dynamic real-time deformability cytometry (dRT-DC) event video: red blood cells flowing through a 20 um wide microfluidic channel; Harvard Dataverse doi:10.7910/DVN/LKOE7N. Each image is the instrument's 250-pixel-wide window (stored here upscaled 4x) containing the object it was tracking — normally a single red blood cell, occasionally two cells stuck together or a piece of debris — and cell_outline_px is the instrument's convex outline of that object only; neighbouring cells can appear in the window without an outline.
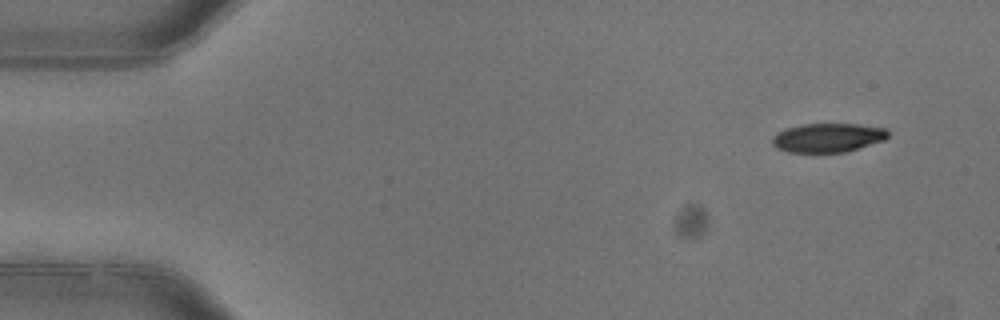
{"species": "common noctule bat (a hibernating species)", "species_latin": "Nyctalus noctula", "temperature_condition": "warm", "stored_images_in_passage": 3, "camera_frame_rate_fps": 3000, "um_per_image_px": 0.085, "animal": {"sex": "female"}, "frame": {"image": 1, "passage_image": 1, "time_ms": 0.0, "image_size_px": [1000, 320], "cell_outline_px": [[888, 136], [884, 140], [844, 152], [788, 152], [776, 148], [772, 144], [772, 136], [776, 132], [784, 128], [800, 124], [860, 124], [888, 128]], "centroid_in_image_um": [70.33, 11.69], "position_along_channel_um": 14.7, "area_um2": 19.71}}
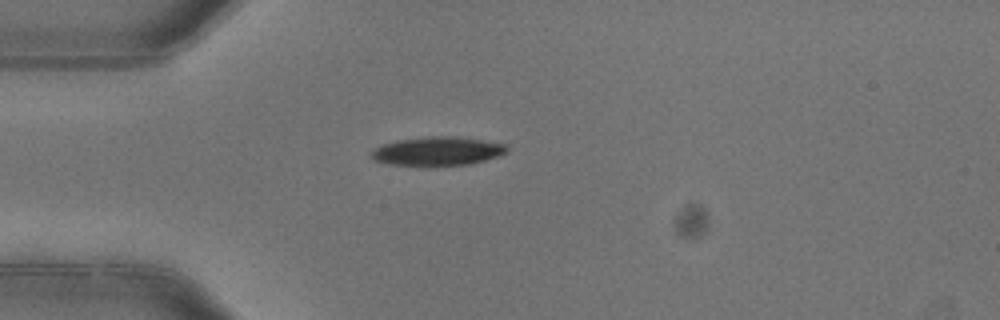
{"frame": {"image": 2, "passage_image": 3, "time_ms": 0.667, "image_size_px": [1000, 320], "cell_outline_px": [[508, 148], [500, 156], [468, 164], [432, 168], [388, 164], [372, 160], [372, 152], [376, 148], [384, 144], [400, 140], [436, 136], [448, 136], [480, 140], [504, 144]], "centroid_in_image_um": [37.15, 12.9], "position_along_channel_um": 47.8, "area_um2": 22.83}}